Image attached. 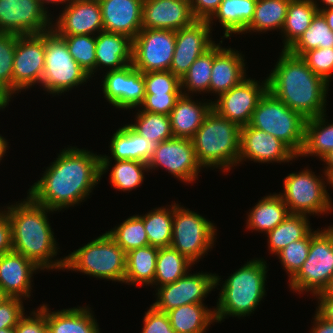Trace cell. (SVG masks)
<instances>
[{"label": "cell", "instance_id": "obj_55", "mask_svg": "<svg viewBox=\"0 0 333 333\" xmlns=\"http://www.w3.org/2000/svg\"><path fill=\"white\" fill-rule=\"evenodd\" d=\"M12 251V227L8 215L0 209V256Z\"/></svg>", "mask_w": 333, "mask_h": 333}, {"label": "cell", "instance_id": "obj_8", "mask_svg": "<svg viewBox=\"0 0 333 333\" xmlns=\"http://www.w3.org/2000/svg\"><path fill=\"white\" fill-rule=\"evenodd\" d=\"M45 61L40 86L49 94L61 95L87 83L89 74L73 59L66 42L53 30L44 33Z\"/></svg>", "mask_w": 333, "mask_h": 333}, {"label": "cell", "instance_id": "obj_32", "mask_svg": "<svg viewBox=\"0 0 333 333\" xmlns=\"http://www.w3.org/2000/svg\"><path fill=\"white\" fill-rule=\"evenodd\" d=\"M204 304H186L166 312L175 333H206L216 320L214 308Z\"/></svg>", "mask_w": 333, "mask_h": 333}, {"label": "cell", "instance_id": "obj_38", "mask_svg": "<svg viewBox=\"0 0 333 333\" xmlns=\"http://www.w3.org/2000/svg\"><path fill=\"white\" fill-rule=\"evenodd\" d=\"M192 265L191 261L171 246L158 248L153 285L161 287L177 281L192 269Z\"/></svg>", "mask_w": 333, "mask_h": 333}, {"label": "cell", "instance_id": "obj_36", "mask_svg": "<svg viewBox=\"0 0 333 333\" xmlns=\"http://www.w3.org/2000/svg\"><path fill=\"white\" fill-rule=\"evenodd\" d=\"M308 215L289 214L273 230L267 233L268 249L272 254L277 255L291 242L304 238L312 229Z\"/></svg>", "mask_w": 333, "mask_h": 333}, {"label": "cell", "instance_id": "obj_4", "mask_svg": "<svg viewBox=\"0 0 333 333\" xmlns=\"http://www.w3.org/2000/svg\"><path fill=\"white\" fill-rule=\"evenodd\" d=\"M267 267L263 258L251 259L222 281L214 308L216 322L221 323L229 316L240 318L254 313L267 293Z\"/></svg>", "mask_w": 333, "mask_h": 333}, {"label": "cell", "instance_id": "obj_44", "mask_svg": "<svg viewBox=\"0 0 333 333\" xmlns=\"http://www.w3.org/2000/svg\"><path fill=\"white\" fill-rule=\"evenodd\" d=\"M110 170V183L116 190L132 191L142 185L144 172L149 171L148 164L137 160H115Z\"/></svg>", "mask_w": 333, "mask_h": 333}, {"label": "cell", "instance_id": "obj_30", "mask_svg": "<svg viewBox=\"0 0 333 333\" xmlns=\"http://www.w3.org/2000/svg\"><path fill=\"white\" fill-rule=\"evenodd\" d=\"M289 214L287 205L278 193L266 195L250 209L246 228L267 234L283 222Z\"/></svg>", "mask_w": 333, "mask_h": 333}, {"label": "cell", "instance_id": "obj_25", "mask_svg": "<svg viewBox=\"0 0 333 333\" xmlns=\"http://www.w3.org/2000/svg\"><path fill=\"white\" fill-rule=\"evenodd\" d=\"M222 42L221 40L218 44L215 43V57L209 86V93H215L217 97L247 78L244 55L231 47H222Z\"/></svg>", "mask_w": 333, "mask_h": 333}, {"label": "cell", "instance_id": "obj_19", "mask_svg": "<svg viewBox=\"0 0 333 333\" xmlns=\"http://www.w3.org/2000/svg\"><path fill=\"white\" fill-rule=\"evenodd\" d=\"M211 30L207 20L196 19L176 31L175 51L169 70L180 80L193 62L215 44Z\"/></svg>", "mask_w": 333, "mask_h": 333}, {"label": "cell", "instance_id": "obj_26", "mask_svg": "<svg viewBox=\"0 0 333 333\" xmlns=\"http://www.w3.org/2000/svg\"><path fill=\"white\" fill-rule=\"evenodd\" d=\"M191 98V95L181 94L169 114L175 138L192 139L212 109V100L195 102Z\"/></svg>", "mask_w": 333, "mask_h": 333}, {"label": "cell", "instance_id": "obj_57", "mask_svg": "<svg viewBox=\"0 0 333 333\" xmlns=\"http://www.w3.org/2000/svg\"><path fill=\"white\" fill-rule=\"evenodd\" d=\"M310 333H333V322L327 321L315 312Z\"/></svg>", "mask_w": 333, "mask_h": 333}, {"label": "cell", "instance_id": "obj_2", "mask_svg": "<svg viewBox=\"0 0 333 333\" xmlns=\"http://www.w3.org/2000/svg\"><path fill=\"white\" fill-rule=\"evenodd\" d=\"M268 91L305 119L326 113L329 84L288 50L280 53L267 77Z\"/></svg>", "mask_w": 333, "mask_h": 333}, {"label": "cell", "instance_id": "obj_51", "mask_svg": "<svg viewBox=\"0 0 333 333\" xmlns=\"http://www.w3.org/2000/svg\"><path fill=\"white\" fill-rule=\"evenodd\" d=\"M141 333H175L166 312H162L150 305L143 318Z\"/></svg>", "mask_w": 333, "mask_h": 333}, {"label": "cell", "instance_id": "obj_5", "mask_svg": "<svg viewBox=\"0 0 333 333\" xmlns=\"http://www.w3.org/2000/svg\"><path fill=\"white\" fill-rule=\"evenodd\" d=\"M240 130L241 127L237 123L225 119L211 109L191 139L201 167L230 172L237 166Z\"/></svg>", "mask_w": 333, "mask_h": 333}, {"label": "cell", "instance_id": "obj_34", "mask_svg": "<svg viewBox=\"0 0 333 333\" xmlns=\"http://www.w3.org/2000/svg\"><path fill=\"white\" fill-rule=\"evenodd\" d=\"M325 117L326 113L306 119L304 144L297 158L315 156L322 160L333 150V122Z\"/></svg>", "mask_w": 333, "mask_h": 333}, {"label": "cell", "instance_id": "obj_47", "mask_svg": "<svg viewBox=\"0 0 333 333\" xmlns=\"http://www.w3.org/2000/svg\"><path fill=\"white\" fill-rule=\"evenodd\" d=\"M313 229L302 239L291 242L284 249H282L276 256L280 260L283 269L285 268L286 273L290 280L302 267L306 261L309 250L311 238L319 231Z\"/></svg>", "mask_w": 333, "mask_h": 333}, {"label": "cell", "instance_id": "obj_1", "mask_svg": "<svg viewBox=\"0 0 333 333\" xmlns=\"http://www.w3.org/2000/svg\"><path fill=\"white\" fill-rule=\"evenodd\" d=\"M110 156L68 146L46 168L28 196L48 209L61 211L86 201L110 166Z\"/></svg>", "mask_w": 333, "mask_h": 333}, {"label": "cell", "instance_id": "obj_31", "mask_svg": "<svg viewBox=\"0 0 333 333\" xmlns=\"http://www.w3.org/2000/svg\"><path fill=\"white\" fill-rule=\"evenodd\" d=\"M109 148L112 160H137L147 163L154 144L125 124L113 134Z\"/></svg>", "mask_w": 333, "mask_h": 333}, {"label": "cell", "instance_id": "obj_41", "mask_svg": "<svg viewBox=\"0 0 333 333\" xmlns=\"http://www.w3.org/2000/svg\"><path fill=\"white\" fill-rule=\"evenodd\" d=\"M214 57L215 44L193 62V64L189 67L188 72L180 80L182 94L192 95L193 93L201 94V92L204 94L205 92L209 93Z\"/></svg>", "mask_w": 333, "mask_h": 333}, {"label": "cell", "instance_id": "obj_58", "mask_svg": "<svg viewBox=\"0 0 333 333\" xmlns=\"http://www.w3.org/2000/svg\"><path fill=\"white\" fill-rule=\"evenodd\" d=\"M319 13L325 18L326 23L333 32V8L321 9Z\"/></svg>", "mask_w": 333, "mask_h": 333}, {"label": "cell", "instance_id": "obj_29", "mask_svg": "<svg viewBox=\"0 0 333 333\" xmlns=\"http://www.w3.org/2000/svg\"><path fill=\"white\" fill-rule=\"evenodd\" d=\"M257 0H222L218 9L207 20L209 25L214 24V19L218 20L224 28L223 38H230L232 34H245L246 27L254 16Z\"/></svg>", "mask_w": 333, "mask_h": 333}, {"label": "cell", "instance_id": "obj_42", "mask_svg": "<svg viewBox=\"0 0 333 333\" xmlns=\"http://www.w3.org/2000/svg\"><path fill=\"white\" fill-rule=\"evenodd\" d=\"M327 47H333V32L330 30L325 18L318 12L310 26L288 51L293 55L301 57L309 50Z\"/></svg>", "mask_w": 333, "mask_h": 333}, {"label": "cell", "instance_id": "obj_49", "mask_svg": "<svg viewBox=\"0 0 333 333\" xmlns=\"http://www.w3.org/2000/svg\"><path fill=\"white\" fill-rule=\"evenodd\" d=\"M301 58L316 75L330 84L333 77V47L309 50Z\"/></svg>", "mask_w": 333, "mask_h": 333}, {"label": "cell", "instance_id": "obj_17", "mask_svg": "<svg viewBox=\"0 0 333 333\" xmlns=\"http://www.w3.org/2000/svg\"><path fill=\"white\" fill-rule=\"evenodd\" d=\"M267 91V77L262 83L255 78H245L237 86L216 97L218 99L212 101V109L242 127L250 123L253 111Z\"/></svg>", "mask_w": 333, "mask_h": 333}, {"label": "cell", "instance_id": "obj_59", "mask_svg": "<svg viewBox=\"0 0 333 333\" xmlns=\"http://www.w3.org/2000/svg\"><path fill=\"white\" fill-rule=\"evenodd\" d=\"M315 296H330L333 297V275L330 277V280L322 292L316 294Z\"/></svg>", "mask_w": 333, "mask_h": 333}, {"label": "cell", "instance_id": "obj_56", "mask_svg": "<svg viewBox=\"0 0 333 333\" xmlns=\"http://www.w3.org/2000/svg\"><path fill=\"white\" fill-rule=\"evenodd\" d=\"M315 298H318V308L315 312L325 320L333 322V297L316 296Z\"/></svg>", "mask_w": 333, "mask_h": 333}, {"label": "cell", "instance_id": "obj_53", "mask_svg": "<svg viewBox=\"0 0 333 333\" xmlns=\"http://www.w3.org/2000/svg\"><path fill=\"white\" fill-rule=\"evenodd\" d=\"M24 315L14 327L15 333H48L49 327L46 315L38 308Z\"/></svg>", "mask_w": 333, "mask_h": 333}, {"label": "cell", "instance_id": "obj_12", "mask_svg": "<svg viewBox=\"0 0 333 333\" xmlns=\"http://www.w3.org/2000/svg\"><path fill=\"white\" fill-rule=\"evenodd\" d=\"M176 31L142 28L133 39L132 64L145 72L168 71L175 51Z\"/></svg>", "mask_w": 333, "mask_h": 333}, {"label": "cell", "instance_id": "obj_33", "mask_svg": "<svg viewBox=\"0 0 333 333\" xmlns=\"http://www.w3.org/2000/svg\"><path fill=\"white\" fill-rule=\"evenodd\" d=\"M158 248L144 246L126 253V271L124 283L128 285L153 286L156 272Z\"/></svg>", "mask_w": 333, "mask_h": 333}, {"label": "cell", "instance_id": "obj_65", "mask_svg": "<svg viewBox=\"0 0 333 333\" xmlns=\"http://www.w3.org/2000/svg\"><path fill=\"white\" fill-rule=\"evenodd\" d=\"M9 297L0 289V306L7 300Z\"/></svg>", "mask_w": 333, "mask_h": 333}, {"label": "cell", "instance_id": "obj_7", "mask_svg": "<svg viewBox=\"0 0 333 333\" xmlns=\"http://www.w3.org/2000/svg\"><path fill=\"white\" fill-rule=\"evenodd\" d=\"M306 119L269 91L260 99L249 125L282 141L297 157L304 144Z\"/></svg>", "mask_w": 333, "mask_h": 333}, {"label": "cell", "instance_id": "obj_18", "mask_svg": "<svg viewBox=\"0 0 333 333\" xmlns=\"http://www.w3.org/2000/svg\"><path fill=\"white\" fill-rule=\"evenodd\" d=\"M103 79L104 97L117 109L130 110L143 103L145 98L143 73L135 69L132 63L119 70H107Z\"/></svg>", "mask_w": 333, "mask_h": 333}, {"label": "cell", "instance_id": "obj_3", "mask_svg": "<svg viewBox=\"0 0 333 333\" xmlns=\"http://www.w3.org/2000/svg\"><path fill=\"white\" fill-rule=\"evenodd\" d=\"M5 208L3 211L12 227V250L33 261L41 270H64L65 257L54 259L60 248L47 215L54 210L35 203L28 195Z\"/></svg>", "mask_w": 333, "mask_h": 333}, {"label": "cell", "instance_id": "obj_9", "mask_svg": "<svg viewBox=\"0 0 333 333\" xmlns=\"http://www.w3.org/2000/svg\"><path fill=\"white\" fill-rule=\"evenodd\" d=\"M217 228L204 216L173 203V227L170 246L193 264L214 247Z\"/></svg>", "mask_w": 333, "mask_h": 333}, {"label": "cell", "instance_id": "obj_54", "mask_svg": "<svg viewBox=\"0 0 333 333\" xmlns=\"http://www.w3.org/2000/svg\"><path fill=\"white\" fill-rule=\"evenodd\" d=\"M221 2L222 0H189L192 13L199 20H208Z\"/></svg>", "mask_w": 333, "mask_h": 333}, {"label": "cell", "instance_id": "obj_20", "mask_svg": "<svg viewBox=\"0 0 333 333\" xmlns=\"http://www.w3.org/2000/svg\"><path fill=\"white\" fill-rule=\"evenodd\" d=\"M297 156L278 138L249 124L240 130L238 165L248 159L258 163H287Z\"/></svg>", "mask_w": 333, "mask_h": 333}, {"label": "cell", "instance_id": "obj_28", "mask_svg": "<svg viewBox=\"0 0 333 333\" xmlns=\"http://www.w3.org/2000/svg\"><path fill=\"white\" fill-rule=\"evenodd\" d=\"M132 48L133 40L128 36L106 31L99 32L96 35L95 72L103 67L108 68V71L119 70L131 64Z\"/></svg>", "mask_w": 333, "mask_h": 333}, {"label": "cell", "instance_id": "obj_10", "mask_svg": "<svg viewBox=\"0 0 333 333\" xmlns=\"http://www.w3.org/2000/svg\"><path fill=\"white\" fill-rule=\"evenodd\" d=\"M315 175L311 169L292 172L284 179L283 193H279L290 214L320 215L333 210L327 188V176ZM325 180V181H324ZM326 184V185H325Z\"/></svg>", "mask_w": 333, "mask_h": 333}, {"label": "cell", "instance_id": "obj_63", "mask_svg": "<svg viewBox=\"0 0 333 333\" xmlns=\"http://www.w3.org/2000/svg\"><path fill=\"white\" fill-rule=\"evenodd\" d=\"M315 6L317 7L318 11H320L321 9H326V8H333V0H320V4L324 5L323 7H319V3L317 0H313Z\"/></svg>", "mask_w": 333, "mask_h": 333}, {"label": "cell", "instance_id": "obj_23", "mask_svg": "<svg viewBox=\"0 0 333 333\" xmlns=\"http://www.w3.org/2000/svg\"><path fill=\"white\" fill-rule=\"evenodd\" d=\"M33 261L15 251L0 256V289L9 298H30L32 276L39 271Z\"/></svg>", "mask_w": 333, "mask_h": 333}, {"label": "cell", "instance_id": "obj_27", "mask_svg": "<svg viewBox=\"0 0 333 333\" xmlns=\"http://www.w3.org/2000/svg\"><path fill=\"white\" fill-rule=\"evenodd\" d=\"M45 315L48 333H100V327L89 306L50 311L47 304L38 307Z\"/></svg>", "mask_w": 333, "mask_h": 333}, {"label": "cell", "instance_id": "obj_48", "mask_svg": "<svg viewBox=\"0 0 333 333\" xmlns=\"http://www.w3.org/2000/svg\"><path fill=\"white\" fill-rule=\"evenodd\" d=\"M145 94L182 93L181 81L170 70L143 73Z\"/></svg>", "mask_w": 333, "mask_h": 333}, {"label": "cell", "instance_id": "obj_52", "mask_svg": "<svg viewBox=\"0 0 333 333\" xmlns=\"http://www.w3.org/2000/svg\"><path fill=\"white\" fill-rule=\"evenodd\" d=\"M23 299L9 298L0 306V330L14 328L25 315Z\"/></svg>", "mask_w": 333, "mask_h": 333}, {"label": "cell", "instance_id": "obj_11", "mask_svg": "<svg viewBox=\"0 0 333 333\" xmlns=\"http://www.w3.org/2000/svg\"><path fill=\"white\" fill-rule=\"evenodd\" d=\"M333 275V225L319 230L310 241L306 261L290 279L289 288L299 294L322 292ZM302 292V293H301Z\"/></svg>", "mask_w": 333, "mask_h": 333}, {"label": "cell", "instance_id": "obj_13", "mask_svg": "<svg viewBox=\"0 0 333 333\" xmlns=\"http://www.w3.org/2000/svg\"><path fill=\"white\" fill-rule=\"evenodd\" d=\"M220 277L215 273L187 272L177 281L157 287V299L152 306L159 311L168 312L186 304L203 303L204 298L220 285Z\"/></svg>", "mask_w": 333, "mask_h": 333}, {"label": "cell", "instance_id": "obj_35", "mask_svg": "<svg viewBox=\"0 0 333 333\" xmlns=\"http://www.w3.org/2000/svg\"><path fill=\"white\" fill-rule=\"evenodd\" d=\"M313 0H291L281 30L283 35V50H288L310 26L313 18L318 13Z\"/></svg>", "mask_w": 333, "mask_h": 333}, {"label": "cell", "instance_id": "obj_45", "mask_svg": "<svg viewBox=\"0 0 333 333\" xmlns=\"http://www.w3.org/2000/svg\"><path fill=\"white\" fill-rule=\"evenodd\" d=\"M106 232L125 253L149 245L143 220L138 215L130 216L119 226Z\"/></svg>", "mask_w": 333, "mask_h": 333}, {"label": "cell", "instance_id": "obj_6", "mask_svg": "<svg viewBox=\"0 0 333 333\" xmlns=\"http://www.w3.org/2000/svg\"><path fill=\"white\" fill-rule=\"evenodd\" d=\"M66 269L124 283L126 253L106 232L65 256Z\"/></svg>", "mask_w": 333, "mask_h": 333}, {"label": "cell", "instance_id": "obj_16", "mask_svg": "<svg viewBox=\"0 0 333 333\" xmlns=\"http://www.w3.org/2000/svg\"><path fill=\"white\" fill-rule=\"evenodd\" d=\"M38 0H0V32L18 35L52 30V17Z\"/></svg>", "mask_w": 333, "mask_h": 333}, {"label": "cell", "instance_id": "obj_46", "mask_svg": "<svg viewBox=\"0 0 333 333\" xmlns=\"http://www.w3.org/2000/svg\"><path fill=\"white\" fill-rule=\"evenodd\" d=\"M68 47L73 59L89 74L92 78L95 73L96 64V35H72L59 36Z\"/></svg>", "mask_w": 333, "mask_h": 333}, {"label": "cell", "instance_id": "obj_66", "mask_svg": "<svg viewBox=\"0 0 333 333\" xmlns=\"http://www.w3.org/2000/svg\"><path fill=\"white\" fill-rule=\"evenodd\" d=\"M0 333H15V328H4L0 330Z\"/></svg>", "mask_w": 333, "mask_h": 333}, {"label": "cell", "instance_id": "obj_37", "mask_svg": "<svg viewBox=\"0 0 333 333\" xmlns=\"http://www.w3.org/2000/svg\"><path fill=\"white\" fill-rule=\"evenodd\" d=\"M291 0H257L254 16L246 27V33L267 32L272 30L281 31L286 15L287 8Z\"/></svg>", "mask_w": 333, "mask_h": 333}, {"label": "cell", "instance_id": "obj_22", "mask_svg": "<svg viewBox=\"0 0 333 333\" xmlns=\"http://www.w3.org/2000/svg\"><path fill=\"white\" fill-rule=\"evenodd\" d=\"M195 20L189 0H143L142 28L177 31Z\"/></svg>", "mask_w": 333, "mask_h": 333}, {"label": "cell", "instance_id": "obj_14", "mask_svg": "<svg viewBox=\"0 0 333 333\" xmlns=\"http://www.w3.org/2000/svg\"><path fill=\"white\" fill-rule=\"evenodd\" d=\"M149 171L163 168L175 178L193 183L202 170L191 139L175 138L154 145L150 160L147 162Z\"/></svg>", "mask_w": 333, "mask_h": 333}, {"label": "cell", "instance_id": "obj_50", "mask_svg": "<svg viewBox=\"0 0 333 333\" xmlns=\"http://www.w3.org/2000/svg\"><path fill=\"white\" fill-rule=\"evenodd\" d=\"M182 93L145 94L138 111L169 115Z\"/></svg>", "mask_w": 333, "mask_h": 333}, {"label": "cell", "instance_id": "obj_21", "mask_svg": "<svg viewBox=\"0 0 333 333\" xmlns=\"http://www.w3.org/2000/svg\"><path fill=\"white\" fill-rule=\"evenodd\" d=\"M59 14L52 22L58 36L97 35L103 31L99 0H69Z\"/></svg>", "mask_w": 333, "mask_h": 333}, {"label": "cell", "instance_id": "obj_64", "mask_svg": "<svg viewBox=\"0 0 333 333\" xmlns=\"http://www.w3.org/2000/svg\"><path fill=\"white\" fill-rule=\"evenodd\" d=\"M323 173H325L326 176H327V184L329 185V188H330V185H331V187H333V170L332 171H324Z\"/></svg>", "mask_w": 333, "mask_h": 333}, {"label": "cell", "instance_id": "obj_62", "mask_svg": "<svg viewBox=\"0 0 333 333\" xmlns=\"http://www.w3.org/2000/svg\"><path fill=\"white\" fill-rule=\"evenodd\" d=\"M8 147L7 140L0 134V161L4 158L3 156H6L5 153L9 149Z\"/></svg>", "mask_w": 333, "mask_h": 333}, {"label": "cell", "instance_id": "obj_61", "mask_svg": "<svg viewBox=\"0 0 333 333\" xmlns=\"http://www.w3.org/2000/svg\"><path fill=\"white\" fill-rule=\"evenodd\" d=\"M39 1V3H40V5H41V7L50 15L51 13H49V11H48V8H47V6L45 7V5L47 4V5H49V3L50 4H57V5H59V4H63V3H65V5L69 2V0H38ZM67 2V3H66Z\"/></svg>", "mask_w": 333, "mask_h": 333}, {"label": "cell", "instance_id": "obj_43", "mask_svg": "<svg viewBox=\"0 0 333 333\" xmlns=\"http://www.w3.org/2000/svg\"><path fill=\"white\" fill-rule=\"evenodd\" d=\"M18 34L0 32V110L12 97V72Z\"/></svg>", "mask_w": 333, "mask_h": 333}, {"label": "cell", "instance_id": "obj_15", "mask_svg": "<svg viewBox=\"0 0 333 333\" xmlns=\"http://www.w3.org/2000/svg\"><path fill=\"white\" fill-rule=\"evenodd\" d=\"M44 61V33L18 35L13 60L12 95L41 83Z\"/></svg>", "mask_w": 333, "mask_h": 333}, {"label": "cell", "instance_id": "obj_39", "mask_svg": "<svg viewBox=\"0 0 333 333\" xmlns=\"http://www.w3.org/2000/svg\"><path fill=\"white\" fill-rule=\"evenodd\" d=\"M168 207L153 208L145 215L138 216L143 220L150 246L157 248L170 247L173 227V204Z\"/></svg>", "mask_w": 333, "mask_h": 333}, {"label": "cell", "instance_id": "obj_60", "mask_svg": "<svg viewBox=\"0 0 333 333\" xmlns=\"http://www.w3.org/2000/svg\"><path fill=\"white\" fill-rule=\"evenodd\" d=\"M325 162L326 166H324L323 171H332L333 170V150H331L325 157L322 159V162Z\"/></svg>", "mask_w": 333, "mask_h": 333}, {"label": "cell", "instance_id": "obj_40", "mask_svg": "<svg viewBox=\"0 0 333 333\" xmlns=\"http://www.w3.org/2000/svg\"><path fill=\"white\" fill-rule=\"evenodd\" d=\"M135 120L127 125L154 145L173 138L169 115L138 111Z\"/></svg>", "mask_w": 333, "mask_h": 333}, {"label": "cell", "instance_id": "obj_24", "mask_svg": "<svg viewBox=\"0 0 333 333\" xmlns=\"http://www.w3.org/2000/svg\"><path fill=\"white\" fill-rule=\"evenodd\" d=\"M103 31L128 36L132 40L142 30L143 0H99Z\"/></svg>", "mask_w": 333, "mask_h": 333}]
</instances>
